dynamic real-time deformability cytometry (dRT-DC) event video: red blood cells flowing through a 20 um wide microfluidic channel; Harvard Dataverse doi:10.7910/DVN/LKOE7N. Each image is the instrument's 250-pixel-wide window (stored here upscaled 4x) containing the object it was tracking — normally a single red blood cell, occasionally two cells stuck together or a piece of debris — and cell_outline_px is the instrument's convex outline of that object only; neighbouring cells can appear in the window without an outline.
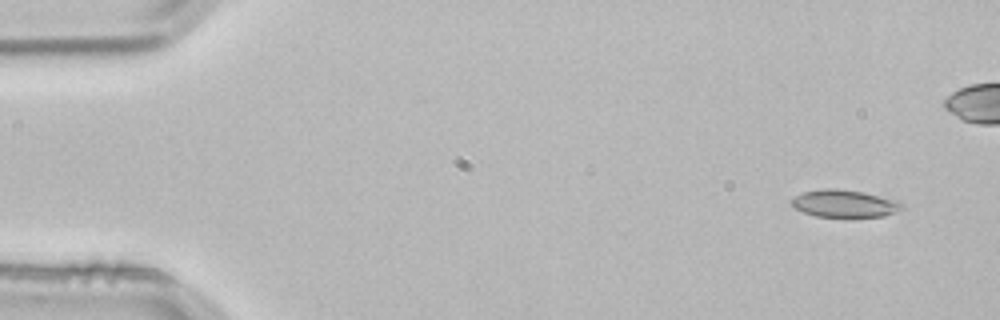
{"species": "common noctule bat (a hibernating species)", "species_latin": "Nyctalus noctula", "temperature_condition": "room temperature", "stored_images_in_passage": 4, "camera_frame_rate_fps": 3000, "um_per_image_px": 0.085, "animal": {"sex": "male", "body_mass_g": 21.5, "forearm_length_mm": 52.0}, "frame": {"image": 1, "passage_image": 1, "time_ms": 0.0, "image_size_px": [1000, 320], "cell_outline_px": [[904, 208], [884, 216], [816, 216], [804, 212], [796, 208], [788, 200], [804, 192], [824, 188], [836, 188], [864, 192], [896, 200], [904, 204]], "centroid_in_image_um": [71.78, 17.28], "position_along_channel_um": 13.2, "area_um2": 17.4}}